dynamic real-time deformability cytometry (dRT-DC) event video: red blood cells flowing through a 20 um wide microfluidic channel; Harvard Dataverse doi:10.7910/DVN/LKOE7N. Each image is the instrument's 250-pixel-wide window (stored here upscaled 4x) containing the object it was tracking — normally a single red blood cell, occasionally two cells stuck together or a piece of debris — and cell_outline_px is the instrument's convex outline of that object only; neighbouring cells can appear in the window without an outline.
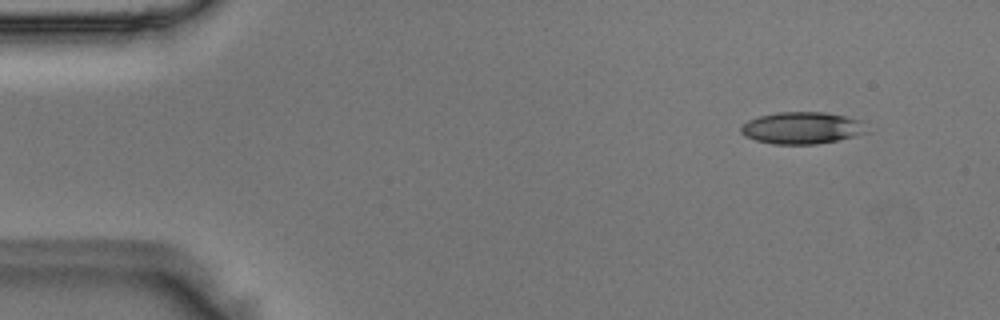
{"species": "Egyptian fruit bat (a non-hibernating species)", "species_latin": "Rousettus aegyptiacus", "temperature_condition": "room temperature", "stored_images_in_passage": 7, "camera_frame_rate_fps": 3000, "um_per_image_px": 0.085, "animal": {"sex": "male"}, "frame": {"image": 1, "passage_image": 1, "time_ms": 0.0, "image_size_px": [1000, 320], "cell_outline_px": [[872, 132], [836, 140], [816, 144], [772, 144], [756, 140], [744, 136], [740, 132], [740, 128], [748, 120], [760, 116], [776, 112], [824, 112], [844, 116], [860, 120]], "centroid_in_image_um": [68.18, 10.88], "position_along_channel_um": 16.8, "area_um2": 23.47}}